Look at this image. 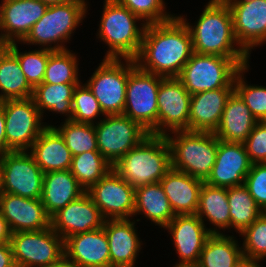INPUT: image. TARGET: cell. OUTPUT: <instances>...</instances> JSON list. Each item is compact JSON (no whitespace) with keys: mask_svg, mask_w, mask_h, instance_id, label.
Listing matches in <instances>:
<instances>
[{"mask_svg":"<svg viewBox=\"0 0 266 267\" xmlns=\"http://www.w3.org/2000/svg\"><path fill=\"white\" fill-rule=\"evenodd\" d=\"M78 59L70 49L53 51L49 55L42 83L80 84Z\"/></svg>","mask_w":266,"mask_h":267,"instance_id":"e575fe53","label":"cell"},{"mask_svg":"<svg viewBox=\"0 0 266 267\" xmlns=\"http://www.w3.org/2000/svg\"><path fill=\"white\" fill-rule=\"evenodd\" d=\"M193 51L191 34L177 16L164 23L146 25L136 65L164 78L178 77Z\"/></svg>","mask_w":266,"mask_h":267,"instance_id":"6da1fadb","label":"cell"},{"mask_svg":"<svg viewBox=\"0 0 266 267\" xmlns=\"http://www.w3.org/2000/svg\"><path fill=\"white\" fill-rule=\"evenodd\" d=\"M250 65L242 67L234 78V91L248 106L258 122L266 121V86L249 84L244 74L249 72Z\"/></svg>","mask_w":266,"mask_h":267,"instance_id":"f35d334b","label":"cell"},{"mask_svg":"<svg viewBox=\"0 0 266 267\" xmlns=\"http://www.w3.org/2000/svg\"><path fill=\"white\" fill-rule=\"evenodd\" d=\"M252 164L244 143L219 140L216 161L204 182L225 188L243 185Z\"/></svg>","mask_w":266,"mask_h":267,"instance_id":"d6986e66","label":"cell"},{"mask_svg":"<svg viewBox=\"0 0 266 267\" xmlns=\"http://www.w3.org/2000/svg\"><path fill=\"white\" fill-rule=\"evenodd\" d=\"M243 255L263 261L266 259V212H263L249 227L245 228L239 237Z\"/></svg>","mask_w":266,"mask_h":267,"instance_id":"60d3db41","label":"cell"},{"mask_svg":"<svg viewBox=\"0 0 266 267\" xmlns=\"http://www.w3.org/2000/svg\"><path fill=\"white\" fill-rule=\"evenodd\" d=\"M98 150L113 166L149 135L138 122L120 115H106L94 124Z\"/></svg>","mask_w":266,"mask_h":267,"instance_id":"8fae6325","label":"cell"},{"mask_svg":"<svg viewBox=\"0 0 266 267\" xmlns=\"http://www.w3.org/2000/svg\"><path fill=\"white\" fill-rule=\"evenodd\" d=\"M29 152L44 173L71 168L72 154L53 126H47L41 132Z\"/></svg>","mask_w":266,"mask_h":267,"instance_id":"484cf974","label":"cell"},{"mask_svg":"<svg viewBox=\"0 0 266 267\" xmlns=\"http://www.w3.org/2000/svg\"><path fill=\"white\" fill-rule=\"evenodd\" d=\"M64 121V122H63ZM59 125H52L63 137L66 146L72 156L83 152L99 151L93 124L77 123L71 120H63Z\"/></svg>","mask_w":266,"mask_h":267,"instance_id":"8d00e7d4","label":"cell"},{"mask_svg":"<svg viewBox=\"0 0 266 267\" xmlns=\"http://www.w3.org/2000/svg\"><path fill=\"white\" fill-rule=\"evenodd\" d=\"M3 183H2V169L0 166V196L3 194Z\"/></svg>","mask_w":266,"mask_h":267,"instance_id":"db71d44e","label":"cell"},{"mask_svg":"<svg viewBox=\"0 0 266 267\" xmlns=\"http://www.w3.org/2000/svg\"><path fill=\"white\" fill-rule=\"evenodd\" d=\"M234 235L211 234L201 251L200 267H233L243 256L241 243Z\"/></svg>","mask_w":266,"mask_h":267,"instance_id":"4dcf8cb0","label":"cell"},{"mask_svg":"<svg viewBox=\"0 0 266 267\" xmlns=\"http://www.w3.org/2000/svg\"><path fill=\"white\" fill-rule=\"evenodd\" d=\"M229 210L227 188L211 186L204 182L200 191L196 215L206 227L207 222L214 226H209L211 234H225L226 230L230 232Z\"/></svg>","mask_w":266,"mask_h":267,"instance_id":"f1b7e54d","label":"cell"},{"mask_svg":"<svg viewBox=\"0 0 266 267\" xmlns=\"http://www.w3.org/2000/svg\"><path fill=\"white\" fill-rule=\"evenodd\" d=\"M0 212L11 233L40 231L50 227V216L41 199H31L4 192L0 196Z\"/></svg>","mask_w":266,"mask_h":267,"instance_id":"44dd1931","label":"cell"},{"mask_svg":"<svg viewBox=\"0 0 266 267\" xmlns=\"http://www.w3.org/2000/svg\"><path fill=\"white\" fill-rule=\"evenodd\" d=\"M33 95L17 56L8 48L0 56V102L8 99H26Z\"/></svg>","mask_w":266,"mask_h":267,"instance_id":"d6a6232c","label":"cell"},{"mask_svg":"<svg viewBox=\"0 0 266 267\" xmlns=\"http://www.w3.org/2000/svg\"><path fill=\"white\" fill-rule=\"evenodd\" d=\"M3 192L41 199L44 172L29 151H10L0 156Z\"/></svg>","mask_w":266,"mask_h":267,"instance_id":"4fadbf2b","label":"cell"},{"mask_svg":"<svg viewBox=\"0 0 266 267\" xmlns=\"http://www.w3.org/2000/svg\"><path fill=\"white\" fill-rule=\"evenodd\" d=\"M260 260L242 256L233 267H263Z\"/></svg>","mask_w":266,"mask_h":267,"instance_id":"c3c4849f","label":"cell"},{"mask_svg":"<svg viewBox=\"0 0 266 267\" xmlns=\"http://www.w3.org/2000/svg\"><path fill=\"white\" fill-rule=\"evenodd\" d=\"M8 153V145L5 134V117L3 107L0 104V156Z\"/></svg>","mask_w":266,"mask_h":267,"instance_id":"bcb514c9","label":"cell"},{"mask_svg":"<svg viewBox=\"0 0 266 267\" xmlns=\"http://www.w3.org/2000/svg\"><path fill=\"white\" fill-rule=\"evenodd\" d=\"M103 2L96 33V38L108 46L103 58L134 60L140 51L147 24L115 0Z\"/></svg>","mask_w":266,"mask_h":267,"instance_id":"3957f363","label":"cell"},{"mask_svg":"<svg viewBox=\"0 0 266 267\" xmlns=\"http://www.w3.org/2000/svg\"><path fill=\"white\" fill-rule=\"evenodd\" d=\"M85 192L70 169L44 173L41 201L50 217Z\"/></svg>","mask_w":266,"mask_h":267,"instance_id":"83f0119b","label":"cell"},{"mask_svg":"<svg viewBox=\"0 0 266 267\" xmlns=\"http://www.w3.org/2000/svg\"><path fill=\"white\" fill-rule=\"evenodd\" d=\"M138 16L145 24L164 23L176 15L166 11L165 0H115Z\"/></svg>","mask_w":266,"mask_h":267,"instance_id":"b9f144b4","label":"cell"},{"mask_svg":"<svg viewBox=\"0 0 266 267\" xmlns=\"http://www.w3.org/2000/svg\"><path fill=\"white\" fill-rule=\"evenodd\" d=\"M10 245L15 264L46 267L64 256V239L51 226L40 231L14 232Z\"/></svg>","mask_w":266,"mask_h":267,"instance_id":"7c38bea8","label":"cell"},{"mask_svg":"<svg viewBox=\"0 0 266 267\" xmlns=\"http://www.w3.org/2000/svg\"><path fill=\"white\" fill-rule=\"evenodd\" d=\"M129 74L130 59L104 58L85 82L105 116L123 114Z\"/></svg>","mask_w":266,"mask_h":267,"instance_id":"9c48e42d","label":"cell"},{"mask_svg":"<svg viewBox=\"0 0 266 267\" xmlns=\"http://www.w3.org/2000/svg\"><path fill=\"white\" fill-rule=\"evenodd\" d=\"M15 264L10 242L0 243V267H12Z\"/></svg>","mask_w":266,"mask_h":267,"instance_id":"f6af8a7d","label":"cell"},{"mask_svg":"<svg viewBox=\"0 0 266 267\" xmlns=\"http://www.w3.org/2000/svg\"><path fill=\"white\" fill-rule=\"evenodd\" d=\"M40 1L46 4L47 6H54V5L66 3L69 0H40Z\"/></svg>","mask_w":266,"mask_h":267,"instance_id":"816d5d0a","label":"cell"},{"mask_svg":"<svg viewBox=\"0 0 266 267\" xmlns=\"http://www.w3.org/2000/svg\"><path fill=\"white\" fill-rule=\"evenodd\" d=\"M204 7L195 23L190 24L186 16L177 15L189 29L193 51L228 58H250L236 41L233 17L226 1L209 0Z\"/></svg>","mask_w":266,"mask_h":267,"instance_id":"7a4b0ae2","label":"cell"},{"mask_svg":"<svg viewBox=\"0 0 266 267\" xmlns=\"http://www.w3.org/2000/svg\"><path fill=\"white\" fill-rule=\"evenodd\" d=\"M112 168L134 188L160 182L171 169L166 137L149 134Z\"/></svg>","mask_w":266,"mask_h":267,"instance_id":"277c9868","label":"cell"},{"mask_svg":"<svg viewBox=\"0 0 266 267\" xmlns=\"http://www.w3.org/2000/svg\"><path fill=\"white\" fill-rule=\"evenodd\" d=\"M257 123L248 106L234 91L227 100L214 134L219 140L243 143Z\"/></svg>","mask_w":266,"mask_h":267,"instance_id":"4316f807","label":"cell"},{"mask_svg":"<svg viewBox=\"0 0 266 267\" xmlns=\"http://www.w3.org/2000/svg\"><path fill=\"white\" fill-rule=\"evenodd\" d=\"M243 143L252 163L266 162V121L258 122Z\"/></svg>","mask_w":266,"mask_h":267,"instance_id":"ee69618b","label":"cell"},{"mask_svg":"<svg viewBox=\"0 0 266 267\" xmlns=\"http://www.w3.org/2000/svg\"><path fill=\"white\" fill-rule=\"evenodd\" d=\"M233 17L237 43L251 57L252 49L266 44V0H225Z\"/></svg>","mask_w":266,"mask_h":267,"instance_id":"2e32d148","label":"cell"},{"mask_svg":"<svg viewBox=\"0 0 266 267\" xmlns=\"http://www.w3.org/2000/svg\"><path fill=\"white\" fill-rule=\"evenodd\" d=\"M106 219L103 229L107 235L110 267H135L144 244L135 227V219Z\"/></svg>","mask_w":266,"mask_h":267,"instance_id":"7402d4cb","label":"cell"},{"mask_svg":"<svg viewBox=\"0 0 266 267\" xmlns=\"http://www.w3.org/2000/svg\"><path fill=\"white\" fill-rule=\"evenodd\" d=\"M105 218L87 192L50 217L51 228L64 240L103 227Z\"/></svg>","mask_w":266,"mask_h":267,"instance_id":"e0dca14e","label":"cell"},{"mask_svg":"<svg viewBox=\"0 0 266 267\" xmlns=\"http://www.w3.org/2000/svg\"><path fill=\"white\" fill-rule=\"evenodd\" d=\"M250 58H228L193 53L177 77L191 94L220 88H234L237 72Z\"/></svg>","mask_w":266,"mask_h":267,"instance_id":"52a82bcc","label":"cell"},{"mask_svg":"<svg viewBox=\"0 0 266 267\" xmlns=\"http://www.w3.org/2000/svg\"><path fill=\"white\" fill-rule=\"evenodd\" d=\"M164 77L140 69L130 59L123 115L138 122L150 132L158 124L157 95Z\"/></svg>","mask_w":266,"mask_h":267,"instance_id":"ba28073f","label":"cell"},{"mask_svg":"<svg viewBox=\"0 0 266 267\" xmlns=\"http://www.w3.org/2000/svg\"><path fill=\"white\" fill-rule=\"evenodd\" d=\"M171 234L180 264H198L201 251L211 233L196 214L176 215L164 228Z\"/></svg>","mask_w":266,"mask_h":267,"instance_id":"ac0fdd59","label":"cell"},{"mask_svg":"<svg viewBox=\"0 0 266 267\" xmlns=\"http://www.w3.org/2000/svg\"><path fill=\"white\" fill-rule=\"evenodd\" d=\"M64 253L77 267H110L109 244L103 227L69 236L64 240Z\"/></svg>","mask_w":266,"mask_h":267,"instance_id":"603a6c76","label":"cell"},{"mask_svg":"<svg viewBox=\"0 0 266 267\" xmlns=\"http://www.w3.org/2000/svg\"><path fill=\"white\" fill-rule=\"evenodd\" d=\"M171 168L205 181L216 161L219 139L214 132L175 131L165 135Z\"/></svg>","mask_w":266,"mask_h":267,"instance_id":"8992f818","label":"cell"},{"mask_svg":"<svg viewBox=\"0 0 266 267\" xmlns=\"http://www.w3.org/2000/svg\"><path fill=\"white\" fill-rule=\"evenodd\" d=\"M105 219H131L135 188L113 168L87 191Z\"/></svg>","mask_w":266,"mask_h":267,"instance_id":"9a60e30c","label":"cell"},{"mask_svg":"<svg viewBox=\"0 0 266 267\" xmlns=\"http://www.w3.org/2000/svg\"><path fill=\"white\" fill-rule=\"evenodd\" d=\"M203 183L173 168L160 180L175 215L196 214Z\"/></svg>","mask_w":266,"mask_h":267,"instance_id":"d4e9b609","label":"cell"},{"mask_svg":"<svg viewBox=\"0 0 266 267\" xmlns=\"http://www.w3.org/2000/svg\"><path fill=\"white\" fill-rule=\"evenodd\" d=\"M104 116L99 102L88 86L83 82L78 84L73 92L71 121L94 125Z\"/></svg>","mask_w":266,"mask_h":267,"instance_id":"ab89813d","label":"cell"},{"mask_svg":"<svg viewBox=\"0 0 266 267\" xmlns=\"http://www.w3.org/2000/svg\"><path fill=\"white\" fill-rule=\"evenodd\" d=\"M190 99L191 94L177 77L163 78L157 95L158 124L149 134L165 136L189 130Z\"/></svg>","mask_w":266,"mask_h":267,"instance_id":"5bb4252c","label":"cell"},{"mask_svg":"<svg viewBox=\"0 0 266 267\" xmlns=\"http://www.w3.org/2000/svg\"><path fill=\"white\" fill-rule=\"evenodd\" d=\"M139 214L161 229L176 216L160 182L135 188L133 219Z\"/></svg>","mask_w":266,"mask_h":267,"instance_id":"f546056e","label":"cell"},{"mask_svg":"<svg viewBox=\"0 0 266 267\" xmlns=\"http://www.w3.org/2000/svg\"><path fill=\"white\" fill-rule=\"evenodd\" d=\"M11 234L7 221L0 212V243L10 242Z\"/></svg>","mask_w":266,"mask_h":267,"instance_id":"7dc6e473","label":"cell"},{"mask_svg":"<svg viewBox=\"0 0 266 267\" xmlns=\"http://www.w3.org/2000/svg\"><path fill=\"white\" fill-rule=\"evenodd\" d=\"M46 267H77L74 263L70 262L65 256L58 262L48 265Z\"/></svg>","mask_w":266,"mask_h":267,"instance_id":"681fc988","label":"cell"},{"mask_svg":"<svg viewBox=\"0 0 266 267\" xmlns=\"http://www.w3.org/2000/svg\"><path fill=\"white\" fill-rule=\"evenodd\" d=\"M48 6L40 0H2L0 35L10 43L22 42Z\"/></svg>","mask_w":266,"mask_h":267,"instance_id":"ffe728a7","label":"cell"},{"mask_svg":"<svg viewBox=\"0 0 266 267\" xmlns=\"http://www.w3.org/2000/svg\"><path fill=\"white\" fill-rule=\"evenodd\" d=\"M244 185L257 205L266 212V162L252 164Z\"/></svg>","mask_w":266,"mask_h":267,"instance_id":"7bdbcfd3","label":"cell"},{"mask_svg":"<svg viewBox=\"0 0 266 267\" xmlns=\"http://www.w3.org/2000/svg\"><path fill=\"white\" fill-rule=\"evenodd\" d=\"M12 267H26L24 265L14 264Z\"/></svg>","mask_w":266,"mask_h":267,"instance_id":"11a10c76","label":"cell"},{"mask_svg":"<svg viewBox=\"0 0 266 267\" xmlns=\"http://www.w3.org/2000/svg\"><path fill=\"white\" fill-rule=\"evenodd\" d=\"M227 198L230 209V233L234 229L236 234H240L264 212L244 184L228 187Z\"/></svg>","mask_w":266,"mask_h":267,"instance_id":"836d02e7","label":"cell"},{"mask_svg":"<svg viewBox=\"0 0 266 267\" xmlns=\"http://www.w3.org/2000/svg\"><path fill=\"white\" fill-rule=\"evenodd\" d=\"M77 85L41 83L36 86L32 98L43 118L49 111L66 116V121L71 120L73 92Z\"/></svg>","mask_w":266,"mask_h":267,"instance_id":"1f68e13d","label":"cell"},{"mask_svg":"<svg viewBox=\"0 0 266 267\" xmlns=\"http://www.w3.org/2000/svg\"><path fill=\"white\" fill-rule=\"evenodd\" d=\"M88 5L89 2L85 0H69L63 4L48 6L21 43L52 51L67 50L65 43H70L76 28L87 17Z\"/></svg>","mask_w":266,"mask_h":267,"instance_id":"5b68a950","label":"cell"},{"mask_svg":"<svg viewBox=\"0 0 266 267\" xmlns=\"http://www.w3.org/2000/svg\"><path fill=\"white\" fill-rule=\"evenodd\" d=\"M17 44L10 43L8 48L17 56L21 70L23 71L29 85L34 89L43 81L49 55L53 52L49 49L36 48L35 50L22 51Z\"/></svg>","mask_w":266,"mask_h":267,"instance_id":"74e56055","label":"cell"},{"mask_svg":"<svg viewBox=\"0 0 266 267\" xmlns=\"http://www.w3.org/2000/svg\"><path fill=\"white\" fill-rule=\"evenodd\" d=\"M234 88H220L191 95L189 131L215 132Z\"/></svg>","mask_w":266,"mask_h":267,"instance_id":"cb8c5ba5","label":"cell"},{"mask_svg":"<svg viewBox=\"0 0 266 267\" xmlns=\"http://www.w3.org/2000/svg\"><path fill=\"white\" fill-rule=\"evenodd\" d=\"M9 43L0 35V56L8 49Z\"/></svg>","mask_w":266,"mask_h":267,"instance_id":"f907efd6","label":"cell"},{"mask_svg":"<svg viewBox=\"0 0 266 267\" xmlns=\"http://www.w3.org/2000/svg\"><path fill=\"white\" fill-rule=\"evenodd\" d=\"M111 169L112 165L99 151L83 152L72 156L70 171L85 191L103 178Z\"/></svg>","mask_w":266,"mask_h":267,"instance_id":"d590c367","label":"cell"},{"mask_svg":"<svg viewBox=\"0 0 266 267\" xmlns=\"http://www.w3.org/2000/svg\"><path fill=\"white\" fill-rule=\"evenodd\" d=\"M0 104L5 117L8 152L29 151L41 132L47 126H52L42 122L45 118L40 114L32 97L8 99Z\"/></svg>","mask_w":266,"mask_h":267,"instance_id":"30bf717a","label":"cell"},{"mask_svg":"<svg viewBox=\"0 0 266 267\" xmlns=\"http://www.w3.org/2000/svg\"><path fill=\"white\" fill-rule=\"evenodd\" d=\"M173 267H200L198 264H180L174 265Z\"/></svg>","mask_w":266,"mask_h":267,"instance_id":"f5cc1de1","label":"cell"}]
</instances>
